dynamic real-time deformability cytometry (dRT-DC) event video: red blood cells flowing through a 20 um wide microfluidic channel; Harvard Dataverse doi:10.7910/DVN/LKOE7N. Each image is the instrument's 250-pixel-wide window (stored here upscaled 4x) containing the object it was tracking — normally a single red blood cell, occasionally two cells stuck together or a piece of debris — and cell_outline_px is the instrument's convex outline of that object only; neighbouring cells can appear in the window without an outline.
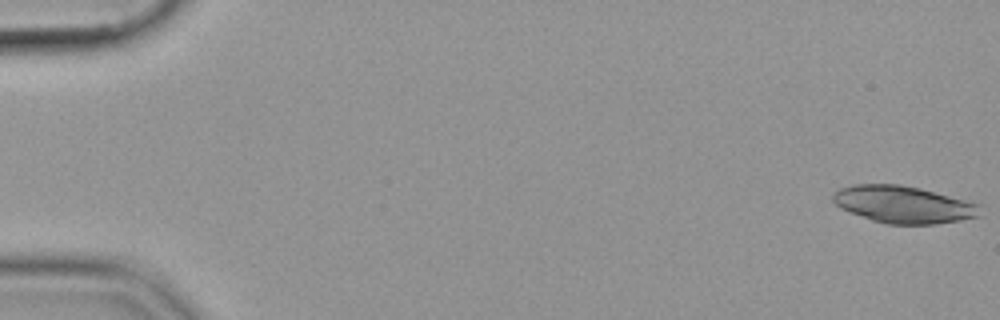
{"species": "common noctule bat (a hibernating species)", "species_latin": "Nyctalus noctula", "temperature_condition": "cold", "stored_images_in_passage": 13, "camera_frame_rate_fps": 3000, "um_per_image_px": 0.085, "animal": {"sex": "female", "body_mass_g": 19.9}, "frame": {"image": 1, "passage_image": 1, "time_ms": 0.0, "image_size_px": [1000, 320], "cell_outline_px": [[980, 216], [960, 220], [936, 224], [888, 224], [872, 220], [840, 208], [832, 200], [832, 196], [840, 188], [852, 184], [900, 184], [920, 188], [980, 204]], "centroid_in_image_um": [76.79, 17.38], "position_along_channel_um": 8.2, "area_um2": 31.73}}